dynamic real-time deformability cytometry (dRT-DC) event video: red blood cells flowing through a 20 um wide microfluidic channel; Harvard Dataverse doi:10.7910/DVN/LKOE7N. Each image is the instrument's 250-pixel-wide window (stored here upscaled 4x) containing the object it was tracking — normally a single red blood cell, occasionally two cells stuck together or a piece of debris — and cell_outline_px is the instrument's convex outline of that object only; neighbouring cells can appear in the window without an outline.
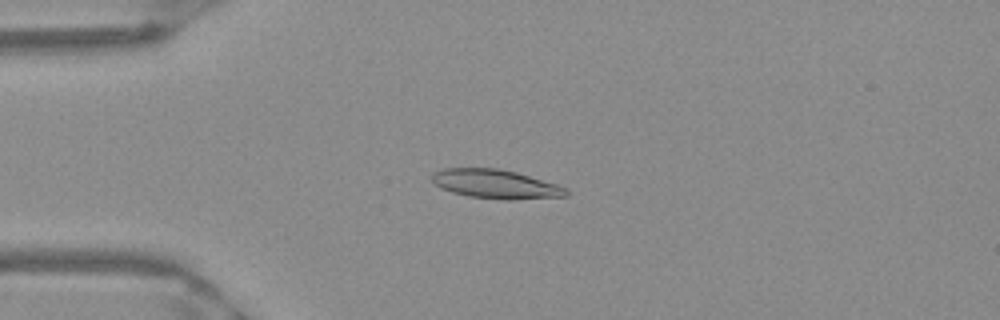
{"species": "Egyptian fruit bat (a non-hibernating species)", "species_latin": "Rousettus aegyptiacus", "temperature_condition": "warm", "stored_images_in_passage": 46, "camera_frame_rate_fps": 3000, "um_per_image_px": 0.085, "frame": {"image": 1, "passage_image": 8, "time_ms": 2.333, "image_size_px": [1000, 320], "cell_outline_px": [[568, 196], [508, 200], [504, 200], [468, 196], [452, 192], [440, 188], [432, 180], [432, 172], [444, 168], [496, 168], [516, 172], [556, 184], [568, 188]], "centroid_in_image_um": [42.12, 15.65], "position_along_channel_um": 42.9, "area_um2": 22.66}}
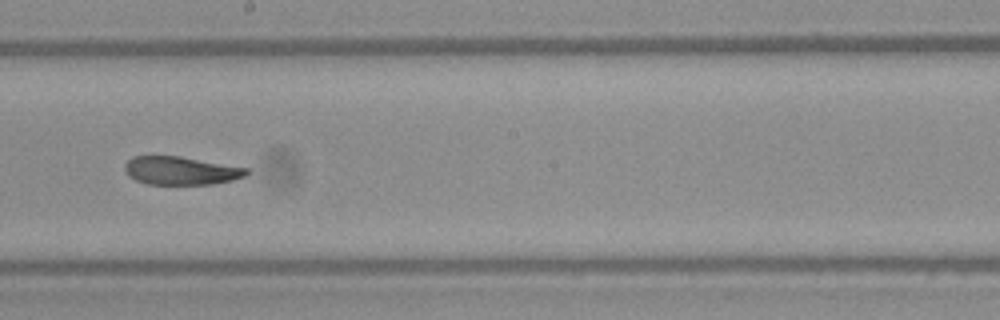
{"frame": {"image": 2, "passage_image": 24, "time_ms": 7.667, "image_size_px": [1000, 320], "cell_outline_px": [[248, 172], [244, 176], [232, 180], [212, 184], [148, 184], [136, 180], [128, 176], [124, 168], [124, 164], [132, 156], [180, 156], [248, 168]], "centroid_in_image_um": [15.34, 14.5], "position_along_channel_um": 232.9, "area_um2": 19.94}}
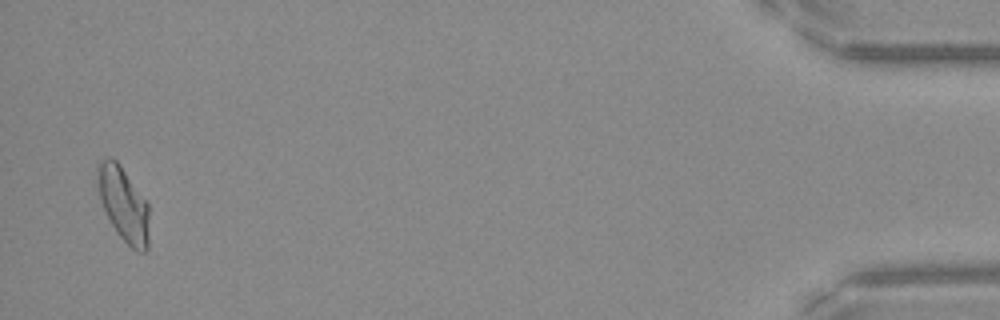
{"frame": {"image": 3, "passage_image": 45, "time_ms": 14.667, "image_size_px": [1000, 320], "cell_outline_px": [[148, 248], [144, 252], [136, 252], [116, 232], [100, 200], [96, 176], [96, 168], [100, 160], [108, 156], [112, 156], [120, 164], [148, 204]], "centroid_in_image_um": [10.47, 17.32], "position_along_channel_um": 424.7, "area_um2": 22.31}, "authors_computed_cell_mechanics": {"area_um2": 21.6172, "velocity_mm_per_s": 3.9718, "shape_relaxation_time_tau1_ms": 6.869, "shape_relaxation_time_tau2_ms": 2.7952, "deformation_change_tau1": 0.2039, "deformation_change_tau2": 0.0959}}